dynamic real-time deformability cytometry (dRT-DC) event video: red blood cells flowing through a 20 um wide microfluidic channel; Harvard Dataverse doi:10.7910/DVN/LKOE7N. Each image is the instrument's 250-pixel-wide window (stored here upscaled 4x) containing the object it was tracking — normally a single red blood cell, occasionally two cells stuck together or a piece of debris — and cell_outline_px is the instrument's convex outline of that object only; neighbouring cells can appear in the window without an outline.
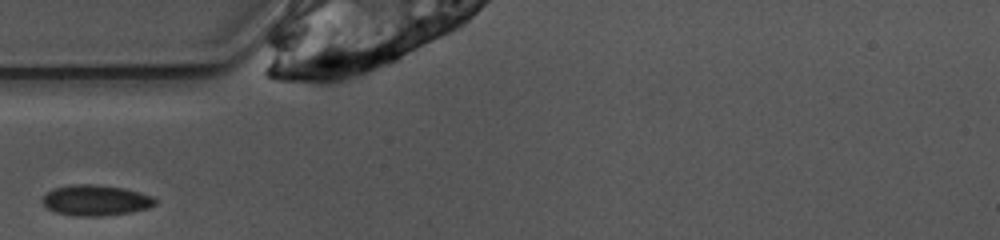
{"species": "common noctule bat (a hibernating species)", "species_latin": "Nyctalus noctula", "temperature_condition": "warm", "stored_images_in_passage": 22, "camera_frame_rate_fps": 3000, "um_per_image_px": 0.085, "animal": {"sex": "female", "body_mass_g": 10.0, "forearm_length_mm": 53.1}, "frame": {"image": 1, "passage_image": 1, "time_ms": 0.0, "image_size_px": [1000, 240], "cell_outline_px": [[156, 204], [148, 208], [128, 212], [100, 216], [72, 216], [56, 212], [48, 208], [44, 204], [44, 196], [48, 192], [56, 188], [76, 184], [92, 184], [124, 188], [140, 192], [152, 196], [156, 200]], "centroid_in_image_um": [8.16, 17.03], "position_along_channel_um": 76.8, "area_um2": 19.83}}
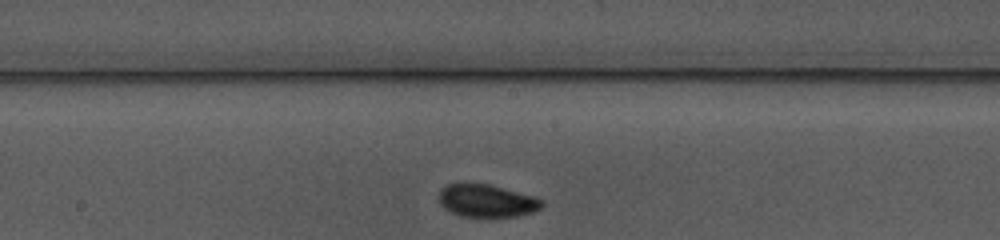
{"frame": {"image": 2, "passage_image": 11, "time_ms": 3.333, "image_size_px": [1000, 240], "cell_outline_px": [[544, 204], [540, 208], [532, 212], [516, 216], [460, 216], [444, 208], [440, 204], [440, 192], [448, 184], [488, 184], [536, 196], [544, 200]], "centroid_in_image_um": [41.43, 17.07], "position_along_channel_um": 206.8, "area_um2": 19.31}}
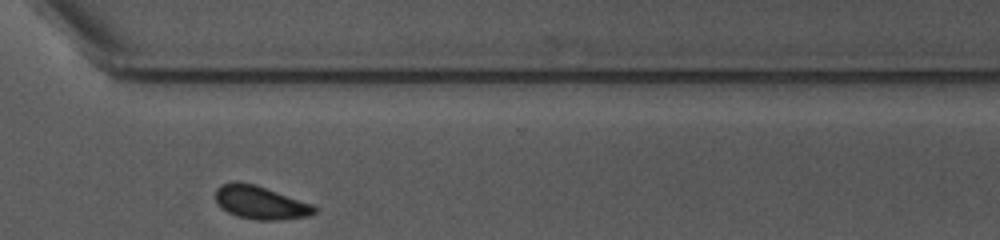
{"frame": {"image": 3, "passage_image": 22, "time_ms": 7.0, "image_size_px": [1000, 240], "cell_outline_px": [[316, 212], [308, 216], [280, 220], [256, 220], [236, 216], [220, 208], [216, 200], [216, 188], [220, 184], [236, 180], [240, 180], [256, 184], [312, 204], [316, 208]], "centroid_in_image_um": [22.09, 17.2], "position_along_channel_um": 348.5, "area_um2": 19.42}}